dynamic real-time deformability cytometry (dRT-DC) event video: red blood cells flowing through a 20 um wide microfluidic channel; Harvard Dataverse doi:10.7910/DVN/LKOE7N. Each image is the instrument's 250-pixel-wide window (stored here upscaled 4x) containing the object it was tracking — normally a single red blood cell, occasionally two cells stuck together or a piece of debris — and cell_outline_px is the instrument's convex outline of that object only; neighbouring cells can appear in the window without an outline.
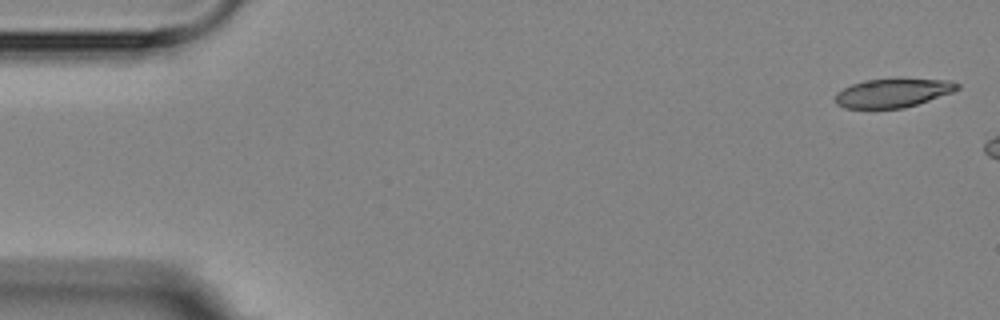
{"species": "Egyptian fruit bat (a non-hibernating species)", "species_latin": "Rousettus aegyptiacus", "temperature_condition": "room temperature", "stored_images_in_passage": 4, "camera_frame_rate_fps": 3000, "um_per_image_px": 0.085, "animal": {"sex": "female"}, "frame": {"image": 1, "passage_image": 1, "time_ms": 0.0, "image_size_px": [1000, 320], "cell_outline_px": [[960, 88], [952, 92], [904, 108], [844, 108], [836, 104], [836, 92], [852, 84], [864, 80], [896, 76], [900, 76], [952, 80], [960, 84]], "centroid_in_image_um": [75.94, 7.84], "position_along_channel_um": 9.1, "area_um2": 21.27}}